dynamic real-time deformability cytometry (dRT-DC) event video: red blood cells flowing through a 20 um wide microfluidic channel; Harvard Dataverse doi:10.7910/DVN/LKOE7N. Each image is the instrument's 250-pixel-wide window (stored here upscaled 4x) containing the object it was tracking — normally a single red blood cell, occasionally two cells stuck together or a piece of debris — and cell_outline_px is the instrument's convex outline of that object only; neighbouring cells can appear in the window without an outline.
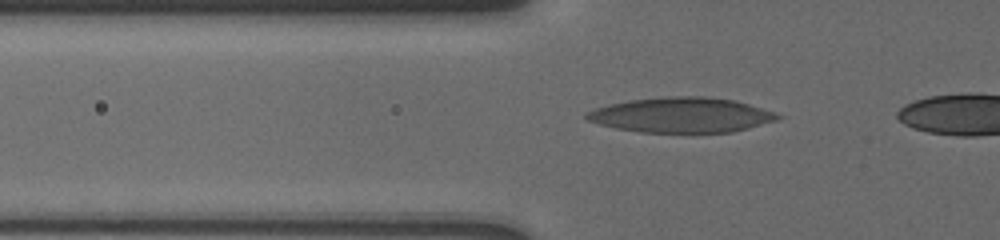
{"species": "human", "species_latin": "Homo sapiens", "temperature_condition": "cold", "stored_images_in_passage": 7, "camera_frame_rate_fps": 3000, "um_per_image_px": 0.085, "donor": {"sex": "male"}, "frame": {"image": 1, "passage_image": 4, "time_ms": 0.667, "image_size_px": [1000, 240], "cell_outline_px": [[784, 116], [776, 120], [748, 128], [732, 132], [640, 132], [616, 128], [600, 124], [588, 120], [584, 116], [584, 112], [608, 104], [628, 100], [664, 96], [708, 96], [736, 100], [776, 112]], "centroid_in_image_um": [57.93, 9.76], "position_along_channel_um": 67.9, "area_um2": 39.25}}